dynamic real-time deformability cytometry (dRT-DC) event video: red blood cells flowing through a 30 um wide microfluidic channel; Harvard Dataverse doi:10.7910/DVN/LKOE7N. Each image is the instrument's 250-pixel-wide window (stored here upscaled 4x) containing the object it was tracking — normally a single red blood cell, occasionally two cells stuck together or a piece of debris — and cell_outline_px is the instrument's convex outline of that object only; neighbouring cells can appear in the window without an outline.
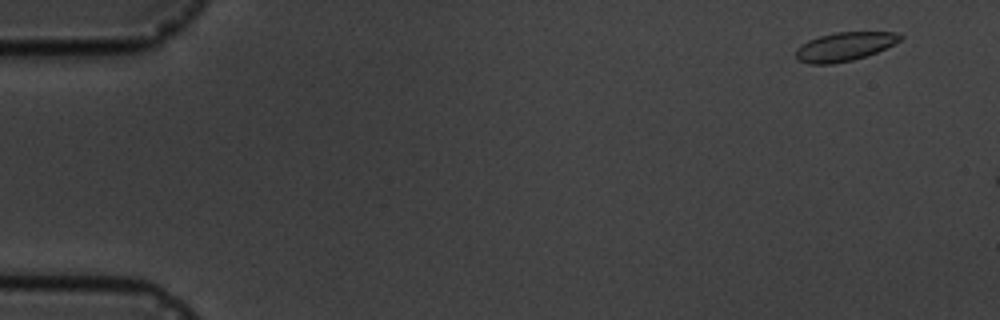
{"species": "common noctule bat (a hibernating species)", "species_latin": "Nyctalus noctula", "temperature_condition": "cold", "stored_images_in_passage": 3, "camera_frame_rate_fps": 3000, "um_per_image_px": 0.085, "animal": {"sex": "male", "body_mass_g": 19.5, "forearm_length_mm": 54.6}, "frame": {"image": 1, "passage_image": 1, "time_ms": 0.0, "image_size_px": [1000, 320], "cell_outline_px": [[904, 36], [900, 40], [876, 52], [852, 60], [832, 64], [808, 64], [796, 60], [796, 48], [808, 40], [820, 36], [836, 32], [900, 32]], "centroid_in_image_um": [71.75, 3.96], "position_along_channel_um": 13.2, "area_um2": 17.4}}